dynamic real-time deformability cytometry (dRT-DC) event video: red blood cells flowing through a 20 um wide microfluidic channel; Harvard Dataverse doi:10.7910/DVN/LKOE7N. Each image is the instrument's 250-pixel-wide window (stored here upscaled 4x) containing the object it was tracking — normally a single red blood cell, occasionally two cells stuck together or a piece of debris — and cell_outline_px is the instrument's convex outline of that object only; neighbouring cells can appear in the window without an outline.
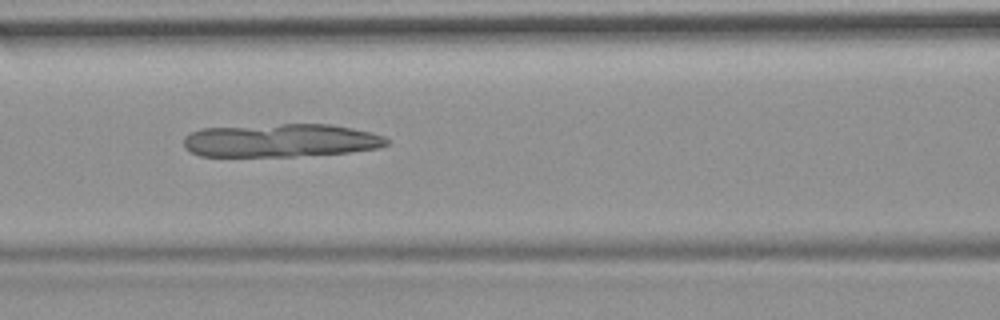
{"species": "common noctule bat (a hibernating species)", "species_latin": "Nyctalus noctula", "temperature_condition": "room temperature", "stored_images_in_passage": 54, "camera_frame_rate_fps": 3000, "um_per_image_px": 0.085, "animal": {"sex": "female", "body_mass_g": 19.9}, "frame": {"image": 1, "passage_image": 23, "time_ms": 7.333, "image_size_px": [1000, 320], "cell_outline_px": [[388, 144], [380, 148], [348, 152], [292, 156], [200, 156], [184, 148], [184, 136], [200, 128], [280, 124], [332, 124], [372, 132], [384, 136], [388, 140]], "centroid_in_image_um": [23.87, 11.93], "position_along_channel_um": 142.7, "area_um2": 39.42}}
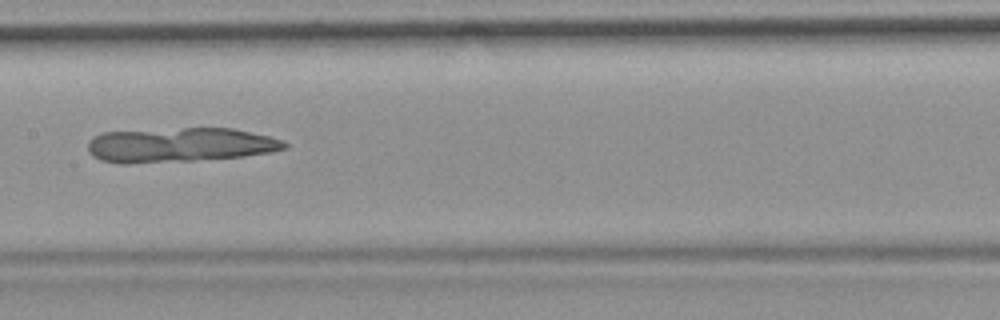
{"frame": {"image": 2, "passage_image": 27, "time_ms": 8.667, "image_size_px": [1000, 320], "cell_outline_px": [[288, 148], [272, 152], [244, 156], [192, 160], [128, 164], [120, 164], [100, 160], [92, 156], [88, 152], [88, 140], [104, 132], [184, 128], [232, 128], [268, 136], [284, 140], [288, 144]], "centroid_in_image_um": [15.28, 12.33], "position_along_channel_um": 192.1, "area_um2": 39.59}}